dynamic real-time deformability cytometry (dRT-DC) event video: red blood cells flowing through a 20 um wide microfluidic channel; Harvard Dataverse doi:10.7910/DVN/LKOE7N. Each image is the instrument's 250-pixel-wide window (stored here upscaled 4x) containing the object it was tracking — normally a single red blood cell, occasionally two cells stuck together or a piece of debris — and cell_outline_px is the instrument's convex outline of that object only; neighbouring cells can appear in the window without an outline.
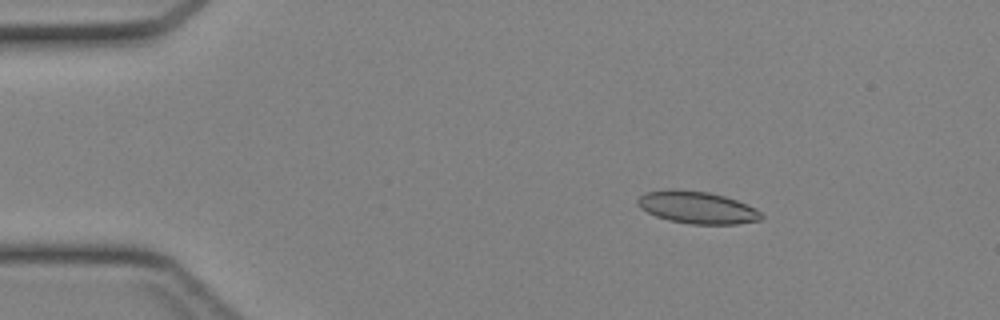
{"species": "Egyptian fruit bat (a non-hibernating species)", "species_latin": "Rousettus aegyptiacus", "temperature_condition": "cold", "stored_images_in_passage": 43, "camera_frame_rate_fps": 3000, "um_per_image_px": 0.085, "animal": {"sex": "female"}, "frame": {"image": 1, "passage_image": 6, "time_ms": 1.667, "image_size_px": [1000, 320], "cell_outline_px": [[764, 216], [760, 220], [736, 224], [692, 224], [668, 220], [656, 216], [640, 208], [636, 204], [636, 200], [640, 196], [648, 192], [708, 192], [724, 196], [736, 200], [756, 208]], "centroid_in_image_um": [59.31, 17.69], "position_along_channel_um": 25.7, "area_um2": 22.37}}
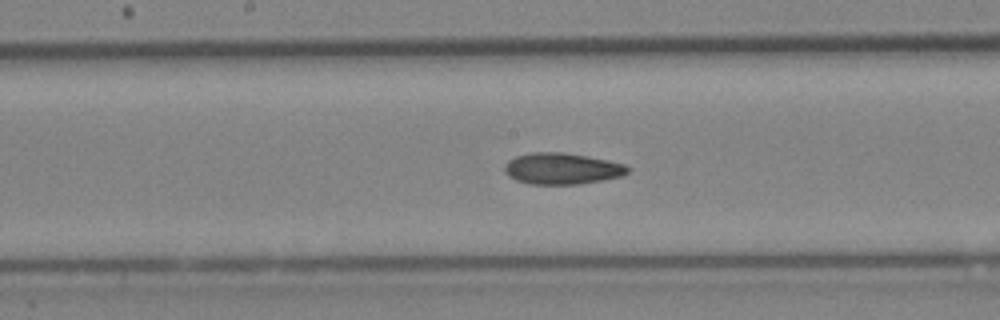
{"frame": {"image": 2, "passage_image": 22, "time_ms": 7.0, "image_size_px": [1000, 320], "cell_outline_px": [[628, 172], [620, 176], [604, 180], [576, 184], [528, 184], [516, 180], [508, 176], [504, 172], [504, 164], [508, 160], [516, 156], [532, 152], [564, 152], [588, 156], [608, 160], [624, 164], [628, 168]], "centroid_in_image_um": [47.72, 14.33], "position_along_channel_um": 200.5, "area_um2": 22.54}}
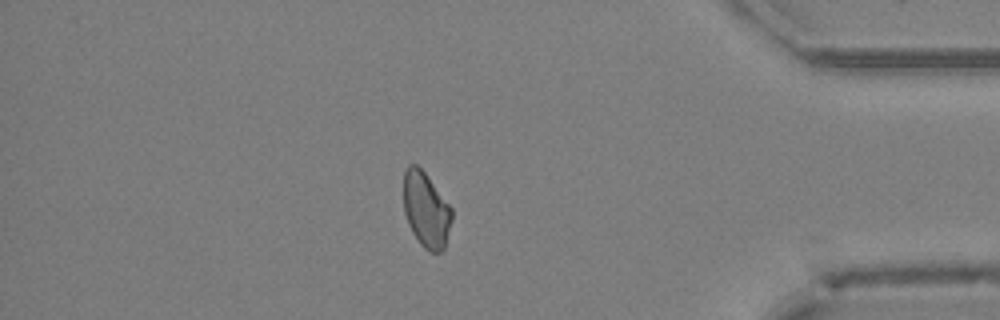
{"frame": {"image": 3, "passage_image": 37, "time_ms": 12.0, "image_size_px": [1000, 320], "cell_outline_px": [[452, 220], [444, 248], [440, 252], [428, 252], [420, 244], [412, 232], [408, 224], [404, 212], [404, 168], [408, 164], [416, 164], [424, 172], [452, 208]], "centroid_in_image_um": [36.2, 17.84], "position_along_channel_um": 399.0, "area_um2": 21.15}}